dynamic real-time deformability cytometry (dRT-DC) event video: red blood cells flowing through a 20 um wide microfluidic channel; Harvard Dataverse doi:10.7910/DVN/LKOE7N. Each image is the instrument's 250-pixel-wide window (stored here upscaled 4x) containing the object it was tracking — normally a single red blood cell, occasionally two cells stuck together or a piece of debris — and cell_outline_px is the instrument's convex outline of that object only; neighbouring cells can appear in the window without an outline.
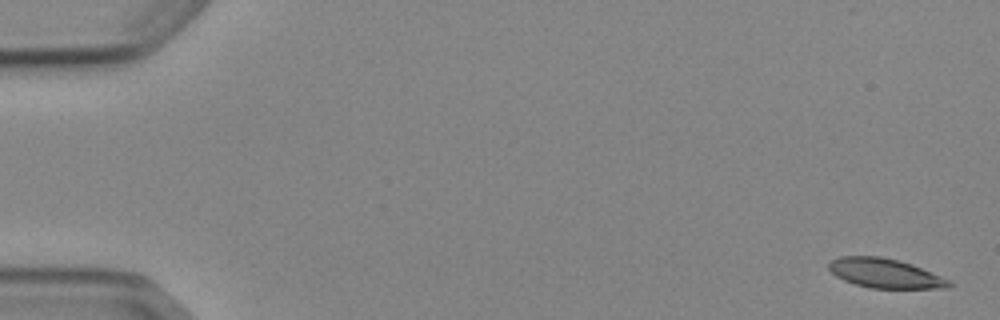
{"species": "Egyptian fruit bat (a non-hibernating species)", "species_latin": "Rousettus aegyptiacus", "temperature_condition": "cold", "stored_images_in_passage": 5, "camera_frame_rate_fps": 3000, "um_per_image_px": 0.085, "animal": {"sex": "female"}, "frame": {"image": 1, "passage_image": 1, "time_ms": 0.0, "image_size_px": [1000, 320], "cell_outline_px": [[956, 284], [948, 288], [868, 288], [844, 280], [836, 276], [828, 268], [828, 264], [832, 260], [840, 256], [880, 256], [912, 264], [952, 280]], "centroid_in_image_um": [75.28, 23.23], "position_along_channel_um": 9.7, "area_um2": 20.69}}
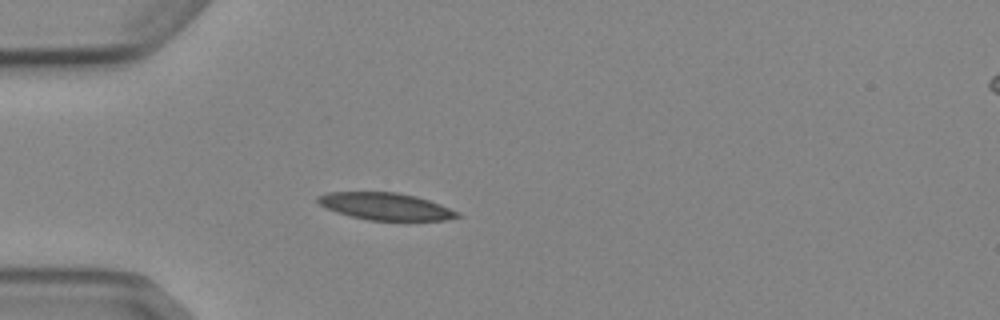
{"frame": {"image": 2, "passage_image": 5, "time_ms": 4.667, "image_size_px": [1000, 320], "cell_outline_px": [[460, 216], [444, 220], [368, 220], [336, 212], [320, 204], [316, 200], [316, 196], [328, 192], [396, 192], [416, 196], [440, 204], [460, 212]], "centroid_in_image_um": [32.77, 17.53], "position_along_channel_um": 52.2, "area_um2": 21.91}}